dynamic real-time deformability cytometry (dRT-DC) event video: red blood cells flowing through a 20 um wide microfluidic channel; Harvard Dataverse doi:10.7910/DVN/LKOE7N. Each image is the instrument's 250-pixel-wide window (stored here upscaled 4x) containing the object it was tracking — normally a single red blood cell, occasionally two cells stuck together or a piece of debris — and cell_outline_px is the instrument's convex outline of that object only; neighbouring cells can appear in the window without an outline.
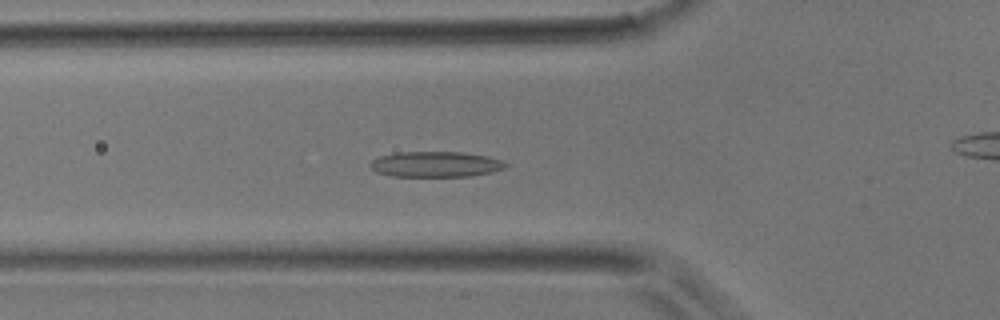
{"species": "common noctule bat (a hibernating species)", "species_latin": "Nyctalus noctula", "temperature_condition": "room temperature", "stored_images_in_passage": 49, "camera_frame_rate_fps": 3000, "um_per_image_px": 0.085, "animal": {"sex": "male", "body_mass_g": 17.9}, "frame": {"image": 1, "passage_image": 17, "time_ms": 5.333, "image_size_px": [1000, 320], "cell_outline_px": [[508, 164], [504, 168], [492, 172], [472, 176], [392, 176], [376, 172], [368, 164], [372, 160], [380, 156], [396, 152], [460, 152], [488, 156], [504, 160]], "centroid_in_image_um": [37.04, 13.96], "position_along_channel_um": 88.8, "area_um2": 20.23}}
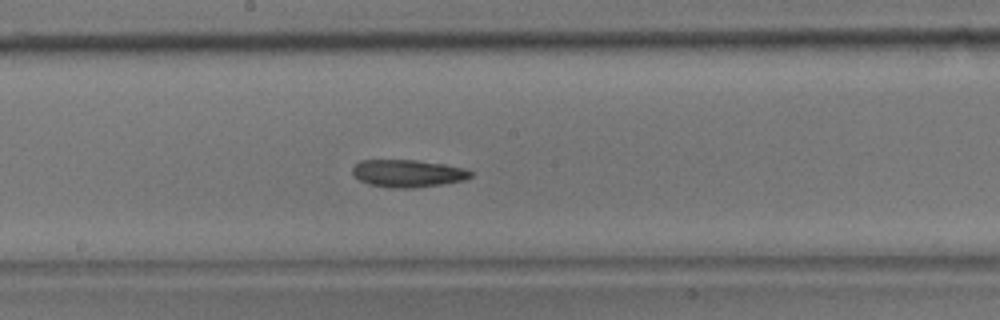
{"frame": {"image": 2, "passage_image": 26, "time_ms": 8.333, "image_size_px": [1000, 320], "cell_outline_px": [[472, 176], [464, 180], [440, 184], [412, 188], [388, 188], [368, 184], [360, 180], [352, 172], [352, 168], [360, 160], [416, 160], [444, 164], [464, 168], [472, 172]], "centroid_in_image_um": [34.65, 14.74], "position_along_channel_um": 213.6, "area_um2": 18.84}}
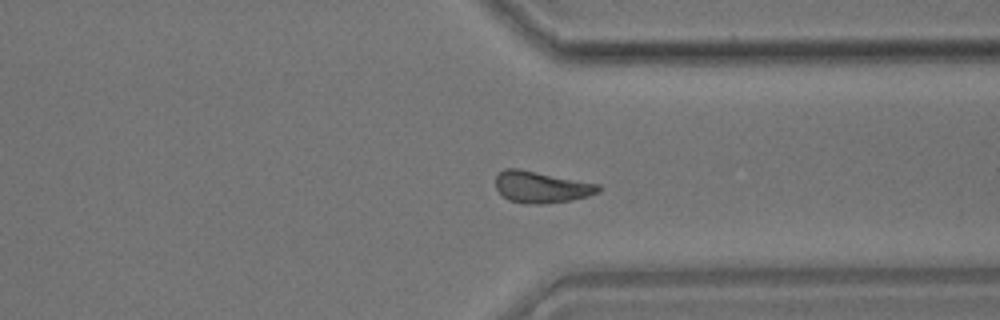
{"frame": {"image": 3, "passage_image": 37, "time_ms": 12.0, "image_size_px": [1000, 320], "cell_outline_px": [[604, 188], [600, 192], [588, 196], [568, 200], [540, 204], [528, 204], [508, 200], [496, 188], [496, 176], [504, 168], [520, 168], [600, 184]], "centroid_in_image_um": [46.04, 15.88], "position_along_channel_um": 365.4, "area_um2": 19.02}}